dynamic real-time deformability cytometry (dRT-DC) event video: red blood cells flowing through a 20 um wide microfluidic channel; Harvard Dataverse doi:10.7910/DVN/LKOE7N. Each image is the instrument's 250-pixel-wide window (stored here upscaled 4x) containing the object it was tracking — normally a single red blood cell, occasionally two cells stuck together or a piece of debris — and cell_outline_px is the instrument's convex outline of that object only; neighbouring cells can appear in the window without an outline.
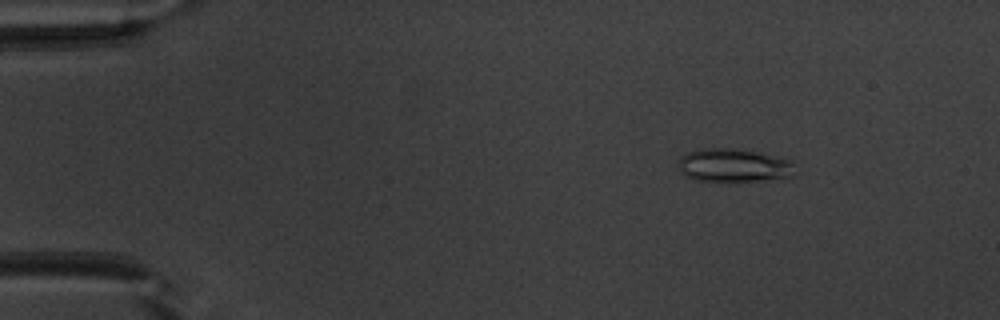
{"species": "common noctule bat (a hibernating species)", "species_latin": "Nyctalus noctula", "temperature_condition": "warm", "stored_images_in_passage": 51, "camera_frame_rate_fps": 3000, "um_per_image_px": 0.085, "animal": {"sex": "male", "body_mass_g": 20.1, "forearm_length_mm": 53.5}, "frame": {"image": 1, "passage_image": 7, "time_ms": 2.0, "image_size_px": [1000, 320], "cell_outline_px": [[792, 176], [784, 180], [696, 180], [684, 176], [680, 172], [680, 156], [688, 152], [700, 148], [728, 148], [756, 152], [792, 160]], "centroid_in_image_um": [62.36, 14.06], "position_along_channel_um": 22.6, "area_um2": 22.43}}
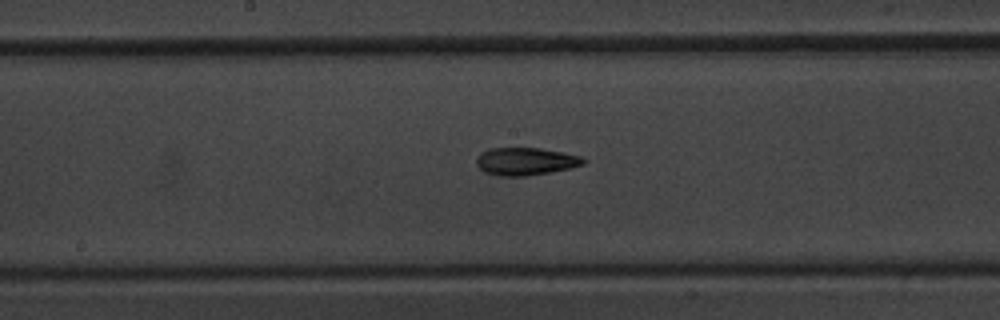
{"frame": {"image": 2, "passage_image": 27, "time_ms": 8.667, "image_size_px": [1000, 320], "cell_outline_px": [[588, 160], [584, 164], [568, 168], [528, 176], [496, 176], [484, 172], [476, 164], [476, 160], [480, 152], [488, 148], [540, 148], [564, 152], [580, 156]], "centroid_in_image_um": [44.65, 13.71], "position_along_channel_um": 203.5, "area_um2": 17.34}}
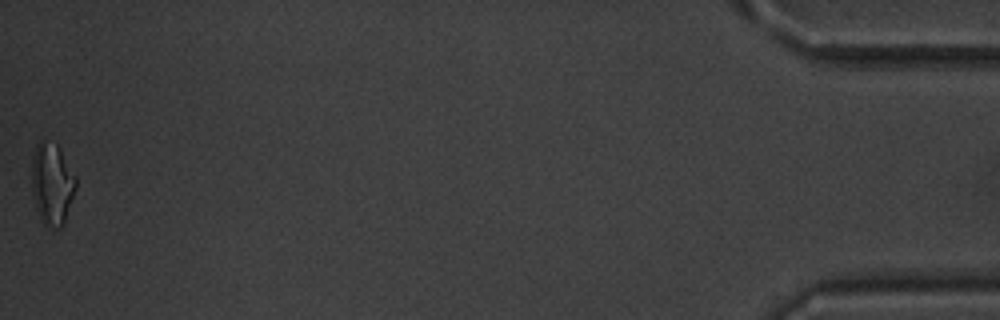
{"frame": {"image": 3, "passage_image": 51, "time_ms": 16.667, "image_size_px": [1000, 320], "cell_outline_px": [[76, 188], [64, 224], [60, 228], [52, 232], [40, 220], [36, 208], [32, 192], [32, 160], [36, 144], [40, 140], [56, 144], [60, 148], [76, 176]], "centroid_in_image_um": [4.43, 15.68], "position_along_channel_um": 430.8, "area_um2": 21.39}, "authors_computed_cell_mechanics": {"area_um2": 17.5134, "velocity_mm_per_s": 3.9838, "shape_relaxation_time_tau1_ms": 7.0121, "shape_relaxation_time_tau2_ms": 2.4827, "deformation_change_tau1": 0.1998, "deformation_change_tau2": 0.0938}}